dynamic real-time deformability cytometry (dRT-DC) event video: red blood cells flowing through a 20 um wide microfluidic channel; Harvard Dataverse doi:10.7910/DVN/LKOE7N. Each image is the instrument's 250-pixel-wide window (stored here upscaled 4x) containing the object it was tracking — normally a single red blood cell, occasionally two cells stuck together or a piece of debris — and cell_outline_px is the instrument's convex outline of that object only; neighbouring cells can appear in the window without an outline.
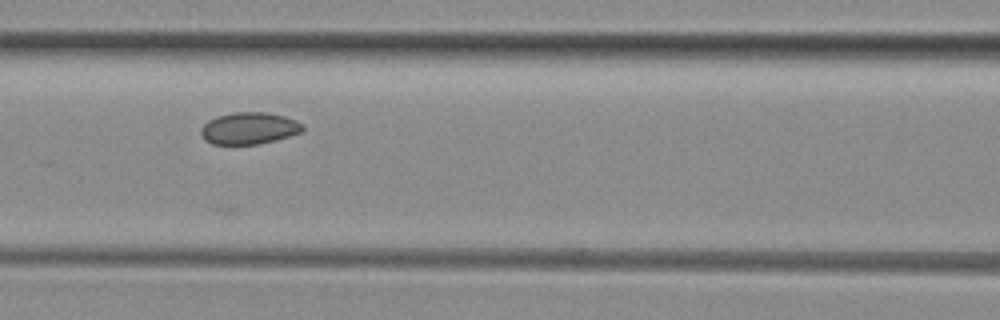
{"species": "common noctule bat (a hibernating species)", "species_latin": "Nyctalus noctula", "temperature_condition": "room temperature", "stored_images_in_passage": 9, "camera_frame_rate_fps": 3000, "um_per_image_px": 0.085, "animal": {"sex": "female", "body_mass_g": 29.2, "forearm_length_mm": 56.3}, "frame": {"image": 1, "passage_image": 5, "time_ms": 5.667, "image_size_px": [1000, 320], "cell_outline_px": [[304, 128], [300, 132], [276, 140], [256, 144], [212, 144], [204, 140], [200, 132], [200, 128], [208, 120], [216, 116], [236, 112], [264, 112], [284, 116], [296, 120], [304, 124]], "centroid_in_image_um": [21.15, 10.9], "position_along_channel_um": 145.5, "area_um2": 18.9}}
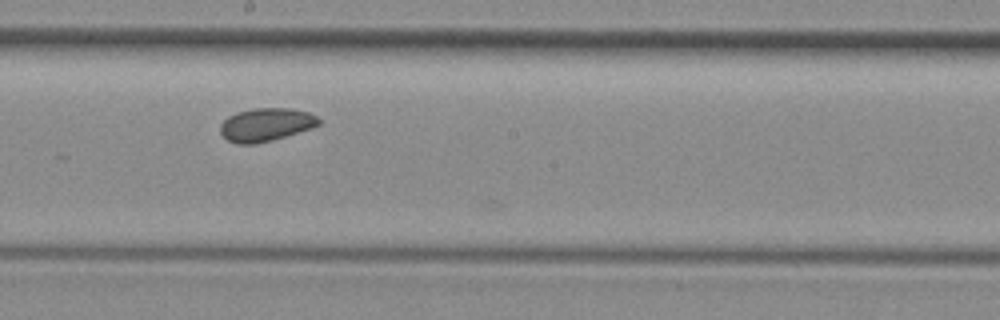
{"frame": {"image": 2, "passage_image": 7, "time_ms": 7.667, "image_size_px": [1000, 320], "cell_outline_px": [[320, 124], [312, 128], [272, 140], [256, 144], [236, 144], [228, 140], [220, 132], [220, 124], [228, 116], [236, 112], [252, 108], [292, 108], [308, 112], [316, 116], [320, 120]], "centroid_in_image_um": [22.59, 10.59], "position_along_channel_um": 225.6, "area_um2": 19.13}}
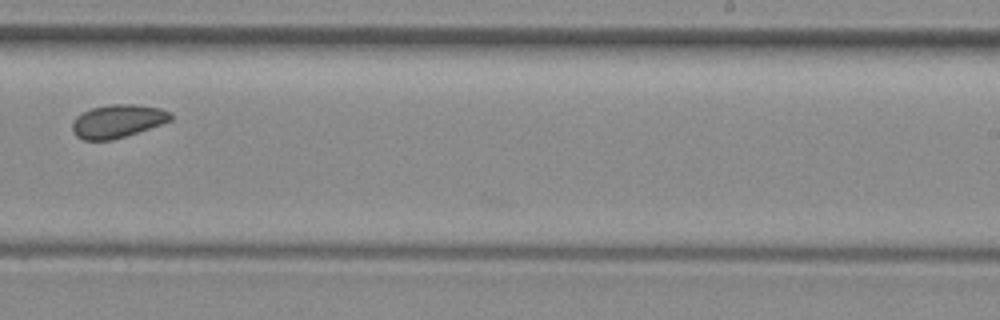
{"frame": {"image": 3, "passage_image": 8, "time_ms": 9.0, "image_size_px": [1000, 320], "cell_outline_px": [[172, 120], [112, 140], [84, 140], [76, 136], [72, 132], [72, 124], [76, 116], [92, 108], [108, 104], [136, 104], [160, 108], [172, 112]], "centroid_in_image_um": [9.98, 10.28], "position_along_channel_um": 279.0, "area_um2": 18.9}}